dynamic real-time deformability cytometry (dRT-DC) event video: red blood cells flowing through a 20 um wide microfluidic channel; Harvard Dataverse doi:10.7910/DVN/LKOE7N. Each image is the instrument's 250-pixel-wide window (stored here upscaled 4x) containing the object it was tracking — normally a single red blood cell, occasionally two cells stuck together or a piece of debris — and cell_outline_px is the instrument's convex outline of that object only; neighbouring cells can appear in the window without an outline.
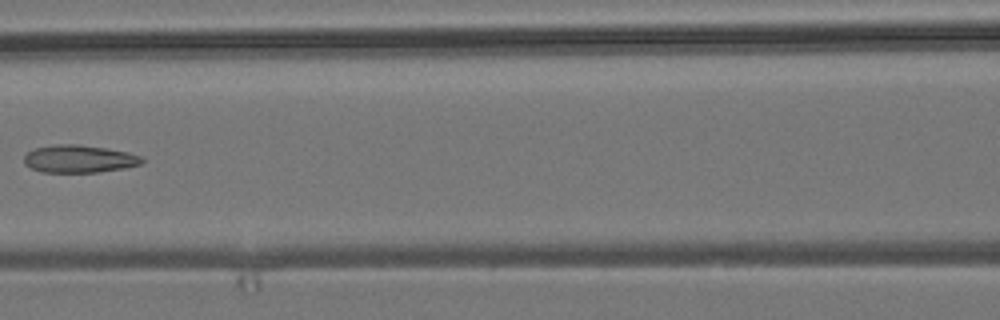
{"species": "common noctule bat (a hibernating species)", "species_latin": "Nyctalus noctula", "temperature_condition": "room temperature", "stored_images_in_passage": 8, "camera_frame_rate_fps": 3000, "um_per_image_px": 0.085, "animal": {"sex": "male", "body_mass_g": 19.2, "forearm_length_mm": 51.8}, "frame": {"image": 1, "passage_image": 7, "time_ms": 2.0, "image_size_px": [1000, 320], "cell_outline_px": [[144, 160], [140, 164], [128, 168], [96, 172], [40, 172], [24, 164], [24, 156], [28, 152], [36, 148], [56, 144], [76, 144], [108, 148], [128, 152], [140, 156]], "centroid_in_image_um": [6.74, 13.5], "position_along_channel_um": 159.9, "area_um2": 19.02}}
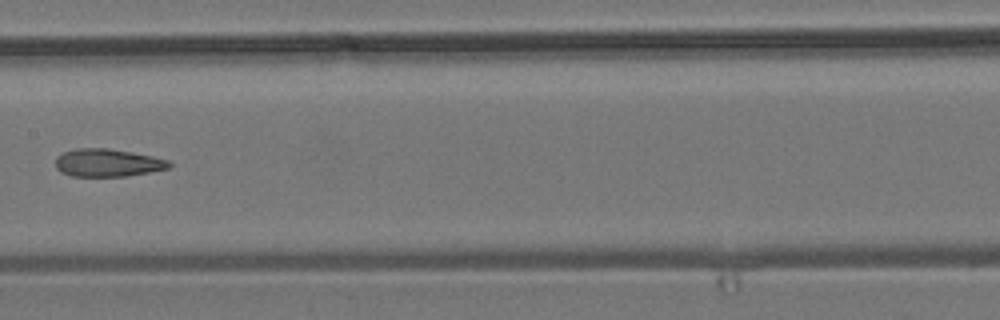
{"frame": {"image": 2, "passage_image": 8, "time_ms": 2.333, "image_size_px": [1000, 320], "cell_outline_px": [[172, 164], [168, 168], [148, 172], [124, 176], [72, 176], [60, 172], [56, 168], [56, 156], [64, 152], [76, 148], [108, 148], [132, 152], [152, 156], [168, 160]], "centroid_in_image_um": [9.11, 13.83], "position_along_channel_um": 198.3, "area_um2": 18.32}}